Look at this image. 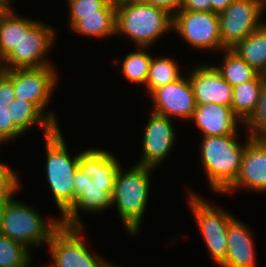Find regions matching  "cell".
Listing matches in <instances>:
<instances>
[{"instance_id": "37", "label": "cell", "mask_w": 266, "mask_h": 267, "mask_svg": "<svg viewBox=\"0 0 266 267\" xmlns=\"http://www.w3.org/2000/svg\"><path fill=\"white\" fill-rule=\"evenodd\" d=\"M13 198H0V226L2 222V218L4 216L6 207L8 203L12 200Z\"/></svg>"}, {"instance_id": "40", "label": "cell", "mask_w": 266, "mask_h": 267, "mask_svg": "<svg viewBox=\"0 0 266 267\" xmlns=\"http://www.w3.org/2000/svg\"><path fill=\"white\" fill-rule=\"evenodd\" d=\"M7 10L6 7L0 6V18L4 14V12Z\"/></svg>"}, {"instance_id": "21", "label": "cell", "mask_w": 266, "mask_h": 267, "mask_svg": "<svg viewBox=\"0 0 266 267\" xmlns=\"http://www.w3.org/2000/svg\"><path fill=\"white\" fill-rule=\"evenodd\" d=\"M37 20L19 17L13 8L7 9L0 18V55L5 59L19 44L23 30H29Z\"/></svg>"}, {"instance_id": "3", "label": "cell", "mask_w": 266, "mask_h": 267, "mask_svg": "<svg viewBox=\"0 0 266 267\" xmlns=\"http://www.w3.org/2000/svg\"><path fill=\"white\" fill-rule=\"evenodd\" d=\"M238 133L225 136L202 137L200 155L211 189L222 194L237 178L246 143L236 140Z\"/></svg>"}, {"instance_id": "14", "label": "cell", "mask_w": 266, "mask_h": 267, "mask_svg": "<svg viewBox=\"0 0 266 267\" xmlns=\"http://www.w3.org/2000/svg\"><path fill=\"white\" fill-rule=\"evenodd\" d=\"M173 127L171 118L152 112L144 131L140 163L136 164L151 168L160 165L175 143Z\"/></svg>"}, {"instance_id": "11", "label": "cell", "mask_w": 266, "mask_h": 267, "mask_svg": "<svg viewBox=\"0 0 266 267\" xmlns=\"http://www.w3.org/2000/svg\"><path fill=\"white\" fill-rule=\"evenodd\" d=\"M56 73L52 66L13 69V88L15 99L32 102L58 128L54 113L45 111L55 90L58 78Z\"/></svg>"}, {"instance_id": "5", "label": "cell", "mask_w": 266, "mask_h": 267, "mask_svg": "<svg viewBox=\"0 0 266 267\" xmlns=\"http://www.w3.org/2000/svg\"><path fill=\"white\" fill-rule=\"evenodd\" d=\"M61 132L58 127L44 139L47 181L63 216L73 206L72 180L79 167L80 153L71 158Z\"/></svg>"}, {"instance_id": "18", "label": "cell", "mask_w": 266, "mask_h": 267, "mask_svg": "<svg viewBox=\"0 0 266 267\" xmlns=\"http://www.w3.org/2000/svg\"><path fill=\"white\" fill-rule=\"evenodd\" d=\"M252 232L235 217L227 231V254L221 267H257Z\"/></svg>"}, {"instance_id": "12", "label": "cell", "mask_w": 266, "mask_h": 267, "mask_svg": "<svg viewBox=\"0 0 266 267\" xmlns=\"http://www.w3.org/2000/svg\"><path fill=\"white\" fill-rule=\"evenodd\" d=\"M37 21L29 30H23L22 39L4 59L5 70L51 66L45 56L55 40V31Z\"/></svg>"}, {"instance_id": "24", "label": "cell", "mask_w": 266, "mask_h": 267, "mask_svg": "<svg viewBox=\"0 0 266 267\" xmlns=\"http://www.w3.org/2000/svg\"><path fill=\"white\" fill-rule=\"evenodd\" d=\"M224 53L223 63L215 67L220 72L221 77L232 87L248 82L259 74L231 49H225Z\"/></svg>"}, {"instance_id": "39", "label": "cell", "mask_w": 266, "mask_h": 267, "mask_svg": "<svg viewBox=\"0 0 266 267\" xmlns=\"http://www.w3.org/2000/svg\"><path fill=\"white\" fill-rule=\"evenodd\" d=\"M4 70H5V68H4V59L0 55V73L3 72Z\"/></svg>"}, {"instance_id": "34", "label": "cell", "mask_w": 266, "mask_h": 267, "mask_svg": "<svg viewBox=\"0 0 266 267\" xmlns=\"http://www.w3.org/2000/svg\"><path fill=\"white\" fill-rule=\"evenodd\" d=\"M142 2L161 8L172 16L181 9L184 0H141Z\"/></svg>"}, {"instance_id": "9", "label": "cell", "mask_w": 266, "mask_h": 267, "mask_svg": "<svg viewBox=\"0 0 266 267\" xmlns=\"http://www.w3.org/2000/svg\"><path fill=\"white\" fill-rule=\"evenodd\" d=\"M265 5L263 0H234L218 13L220 37L225 49H232L264 24L260 18Z\"/></svg>"}, {"instance_id": "19", "label": "cell", "mask_w": 266, "mask_h": 267, "mask_svg": "<svg viewBox=\"0 0 266 267\" xmlns=\"http://www.w3.org/2000/svg\"><path fill=\"white\" fill-rule=\"evenodd\" d=\"M69 18L74 33L96 38L116 35V1L110 0L99 14L70 15Z\"/></svg>"}, {"instance_id": "29", "label": "cell", "mask_w": 266, "mask_h": 267, "mask_svg": "<svg viewBox=\"0 0 266 267\" xmlns=\"http://www.w3.org/2000/svg\"><path fill=\"white\" fill-rule=\"evenodd\" d=\"M19 185L15 171L0 162V198H13Z\"/></svg>"}, {"instance_id": "2", "label": "cell", "mask_w": 266, "mask_h": 267, "mask_svg": "<svg viewBox=\"0 0 266 267\" xmlns=\"http://www.w3.org/2000/svg\"><path fill=\"white\" fill-rule=\"evenodd\" d=\"M172 24L173 16L161 8L141 0L116 1V34L126 35L138 47L148 49Z\"/></svg>"}, {"instance_id": "10", "label": "cell", "mask_w": 266, "mask_h": 267, "mask_svg": "<svg viewBox=\"0 0 266 267\" xmlns=\"http://www.w3.org/2000/svg\"><path fill=\"white\" fill-rule=\"evenodd\" d=\"M172 29H175L192 48L225 50L216 12L179 10L173 15Z\"/></svg>"}, {"instance_id": "38", "label": "cell", "mask_w": 266, "mask_h": 267, "mask_svg": "<svg viewBox=\"0 0 266 267\" xmlns=\"http://www.w3.org/2000/svg\"><path fill=\"white\" fill-rule=\"evenodd\" d=\"M11 1L12 0H0V6L6 7L7 9H11L10 6Z\"/></svg>"}, {"instance_id": "27", "label": "cell", "mask_w": 266, "mask_h": 267, "mask_svg": "<svg viewBox=\"0 0 266 267\" xmlns=\"http://www.w3.org/2000/svg\"><path fill=\"white\" fill-rule=\"evenodd\" d=\"M30 250L0 233V267H18L28 261Z\"/></svg>"}, {"instance_id": "1", "label": "cell", "mask_w": 266, "mask_h": 267, "mask_svg": "<svg viewBox=\"0 0 266 267\" xmlns=\"http://www.w3.org/2000/svg\"><path fill=\"white\" fill-rule=\"evenodd\" d=\"M110 152L103 149H87L80 152L79 167L91 178L82 196L61 216L65 227H85L79 218V210L96 212L112 207V191L120 163Z\"/></svg>"}, {"instance_id": "25", "label": "cell", "mask_w": 266, "mask_h": 267, "mask_svg": "<svg viewBox=\"0 0 266 267\" xmlns=\"http://www.w3.org/2000/svg\"><path fill=\"white\" fill-rule=\"evenodd\" d=\"M179 66L172 58H152L149 75L146 82L147 93L150 95L156 88L179 80L182 75L179 73Z\"/></svg>"}, {"instance_id": "30", "label": "cell", "mask_w": 266, "mask_h": 267, "mask_svg": "<svg viewBox=\"0 0 266 267\" xmlns=\"http://www.w3.org/2000/svg\"><path fill=\"white\" fill-rule=\"evenodd\" d=\"M110 0H67L69 4V15L99 14Z\"/></svg>"}, {"instance_id": "23", "label": "cell", "mask_w": 266, "mask_h": 267, "mask_svg": "<svg viewBox=\"0 0 266 267\" xmlns=\"http://www.w3.org/2000/svg\"><path fill=\"white\" fill-rule=\"evenodd\" d=\"M265 82L266 75L259 73L254 79L233 87L231 108L243 123L254 112L261 88Z\"/></svg>"}, {"instance_id": "7", "label": "cell", "mask_w": 266, "mask_h": 267, "mask_svg": "<svg viewBox=\"0 0 266 267\" xmlns=\"http://www.w3.org/2000/svg\"><path fill=\"white\" fill-rule=\"evenodd\" d=\"M188 203L197 222L205 244L220 266L225 262L227 254V231L229 222L234 218L225 210L215 207L198 194L190 191Z\"/></svg>"}, {"instance_id": "16", "label": "cell", "mask_w": 266, "mask_h": 267, "mask_svg": "<svg viewBox=\"0 0 266 267\" xmlns=\"http://www.w3.org/2000/svg\"><path fill=\"white\" fill-rule=\"evenodd\" d=\"M188 76L197 104L216 103L231 107L233 87L221 77L214 65L196 67Z\"/></svg>"}, {"instance_id": "6", "label": "cell", "mask_w": 266, "mask_h": 267, "mask_svg": "<svg viewBox=\"0 0 266 267\" xmlns=\"http://www.w3.org/2000/svg\"><path fill=\"white\" fill-rule=\"evenodd\" d=\"M37 211L13 198L6 207L0 233L27 248L48 244L52 234L61 226V219L49 218L47 221Z\"/></svg>"}, {"instance_id": "20", "label": "cell", "mask_w": 266, "mask_h": 267, "mask_svg": "<svg viewBox=\"0 0 266 267\" xmlns=\"http://www.w3.org/2000/svg\"><path fill=\"white\" fill-rule=\"evenodd\" d=\"M231 50L257 72L266 75V23L238 42Z\"/></svg>"}, {"instance_id": "35", "label": "cell", "mask_w": 266, "mask_h": 267, "mask_svg": "<svg viewBox=\"0 0 266 267\" xmlns=\"http://www.w3.org/2000/svg\"><path fill=\"white\" fill-rule=\"evenodd\" d=\"M180 10L211 11L210 0H184Z\"/></svg>"}, {"instance_id": "4", "label": "cell", "mask_w": 266, "mask_h": 267, "mask_svg": "<svg viewBox=\"0 0 266 267\" xmlns=\"http://www.w3.org/2000/svg\"><path fill=\"white\" fill-rule=\"evenodd\" d=\"M153 168L135 163L127 172L120 167L117 171L115 186L112 191V205L123 221L124 228L130 235H137L146 211L150 188V172Z\"/></svg>"}, {"instance_id": "41", "label": "cell", "mask_w": 266, "mask_h": 267, "mask_svg": "<svg viewBox=\"0 0 266 267\" xmlns=\"http://www.w3.org/2000/svg\"><path fill=\"white\" fill-rule=\"evenodd\" d=\"M32 258H30L28 261H26L24 264L18 266V267H28L29 263L31 262Z\"/></svg>"}, {"instance_id": "26", "label": "cell", "mask_w": 266, "mask_h": 267, "mask_svg": "<svg viewBox=\"0 0 266 267\" xmlns=\"http://www.w3.org/2000/svg\"><path fill=\"white\" fill-rule=\"evenodd\" d=\"M138 48L139 52L126 55L121 68L128 81L146 85L152 57L143 51L145 47Z\"/></svg>"}, {"instance_id": "32", "label": "cell", "mask_w": 266, "mask_h": 267, "mask_svg": "<svg viewBox=\"0 0 266 267\" xmlns=\"http://www.w3.org/2000/svg\"><path fill=\"white\" fill-rule=\"evenodd\" d=\"M15 100L13 88V69L0 73V106L10 107Z\"/></svg>"}, {"instance_id": "36", "label": "cell", "mask_w": 266, "mask_h": 267, "mask_svg": "<svg viewBox=\"0 0 266 267\" xmlns=\"http://www.w3.org/2000/svg\"><path fill=\"white\" fill-rule=\"evenodd\" d=\"M211 11L220 13L225 10L234 0H210Z\"/></svg>"}, {"instance_id": "33", "label": "cell", "mask_w": 266, "mask_h": 267, "mask_svg": "<svg viewBox=\"0 0 266 267\" xmlns=\"http://www.w3.org/2000/svg\"><path fill=\"white\" fill-rule=\"evenodd\" d=\"M87 178L91 177L88 176L80 167H78L72 180V184L74 186L73 205L82 196L83 191H85Z\"/></svg>"}, {"instance_id": "22", "label": "cell", "mask_w": 266, "mask_h": 267, "mask_svg": "<svg viewBox=\"0 0 266 267\" xmlns=\"http://www.w3.org/2000/svg\"><path fill=\"white\" fill-rule=\"evenodd\" d=\"M11 119L14 125L24 133L27 129L38 124L45 136L51 134L57 127L32 102L15 99L10 107Z\"/></svg>"}, {"instance_id": "13", "label": "cell", "mask_w": 266, "mask_h": 267, "mask_svg": "<svg viewBox=\"0 0 266 267\" xmlns=\"http://www.w3.org/2000/svg\"><path fill=\"white\" fill-rule=\"evenodd\" d=\"M153 110L157 114L171 118L191 119L197 106L194 90L190 79L181 77L179 80L156 88L151 94Z\"/></svg>"}, {"instance_id": "28", "label": "cell", "mask_w": 266, "mask_h": 267, "mask_svg": "<svg viewBox=\"0 0 266 267\" xmlns=\"http://www.w3.org/2000/svg\"><path fill=\"white\" fill-rule=\"evenodd\" d=\"M243 124L252 139H266V82L261 88L254 112Z\"/></svg>"}, {"instance_id": "17", "label": "cell", "mask_w": 266, "mask_h": 267, "mask_svg": "<svg viewBox=\"0 0 266 267\" xmlns=\"http://www.w3.org/2000/svg\"><path fill=\"white\" fill-rule=\"evenodd\" d=\"M191 120L201 130L202 137L236 134L238 122L243 125L231 107L216 103L197 104Z\"/></svg>"}, {"instance_id": "15", "label": "cell", "mask_w": 266, "mask_h": 267, "mask_svg": "<svg viewBox=\"0 0 266 267\" xmlns=\"http://www.w3.org/2000/svg\"><path fill=\"white\" fill-rule=\"evenodd\" d=\"M241 187L266 192V139L247 140L239 174L222 195Z\"/></svg>"}, {"instance_id": "8", "label": "cell", "mask_w": 266, "mask_h": 267, "mask_svg": "<svg viewBox=\"0 0 266 267\" xmlns=\"http://www.w3.org/2000/svg\"><path fill=\"white\" fill-rule=\"evenodd\" d=\"M84 227L60 226L47 246L53 264L48 267H110L111 263L94 255L82 240ZM90 251V252H89Z\"/></svg>"}, {"instance_id": "31", "label": "cell", "mask_w": 266, "mask_h": 267, "mask_svg": "<svg viewBox=\"0 0 266 267\" xmlns=\"http://www.w3.org/2000/svg\"><path fill=\"white\" fill-rule=\"evenodd\" d=\"M23 134L13 123L8 106H0V144Z\"/></svg>"}]
</instances>
